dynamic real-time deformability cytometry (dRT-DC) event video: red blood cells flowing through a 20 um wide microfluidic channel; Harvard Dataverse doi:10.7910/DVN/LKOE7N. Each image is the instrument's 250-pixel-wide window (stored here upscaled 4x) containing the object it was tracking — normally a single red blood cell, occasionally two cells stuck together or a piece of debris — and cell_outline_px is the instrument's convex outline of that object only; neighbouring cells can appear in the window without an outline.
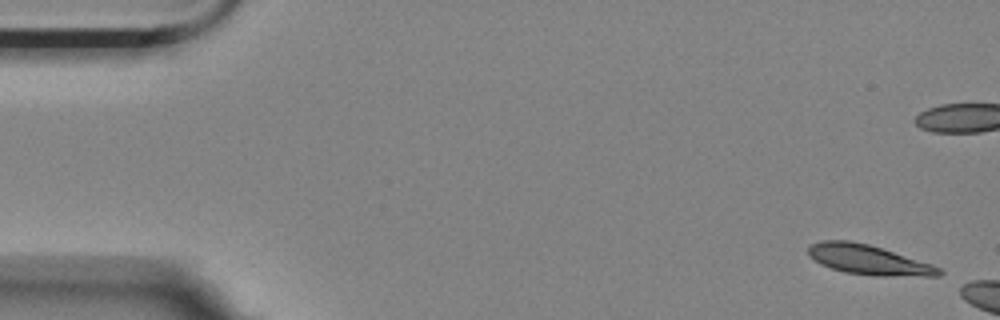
{"species": "Egyptian fruit bat (a non-hibernating species)", "species_latin": "Rousettus aegyptiacus", "temperature_condition": "room temperature", "stored_images_in_passage": 3, "camera_frame_rate_fps": 3000, "um_per_image_px": 0.085, "animal": {"sex": "female"}, "frame": {"image": 1, "passage_image": 1, "time_ms": 0.0, "image_size_px": [1000, 320], "cell_outline_px": [[944, 272], [940, 276], [872, 276], [844, 272], [820, 264], [808, 256], [808, 248], [812, 244], [824, 240], [848, 240], [868, 244], [932, 264], [940, 268]], "centroid_in_image_um": [73.82, 22.09], "position_along_channel_um": 11.2, "area_um2": 22.66}}